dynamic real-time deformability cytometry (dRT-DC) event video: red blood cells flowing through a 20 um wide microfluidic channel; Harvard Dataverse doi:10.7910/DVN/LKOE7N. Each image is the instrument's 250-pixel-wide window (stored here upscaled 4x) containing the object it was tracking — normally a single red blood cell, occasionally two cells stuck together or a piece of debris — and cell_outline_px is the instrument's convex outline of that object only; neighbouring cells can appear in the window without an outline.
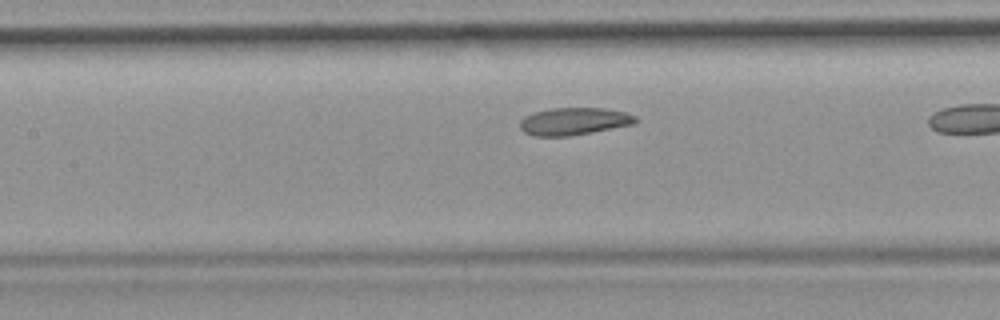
{"species": "common noctule bat (a hibernating species)", "species_latin": "Nyctalus noctula", "temperature_condition": "room temperature", "stored_images_in_passage": 14, "camera_frame_rate_fps": 3000, "um_per_image_px": 0.085, "animal": {"sex": "female", "body_mass_g": 19.9}, "frame": {"image": 1, "passage_image": 12, "time_ms": 3.667, "image_size_px": [1000, 320], "cell_outline_px": [[640, 120], [632, 124], [592, 132], [568, 136], [532, 136], [524, 132], [520, 128], [520, 120], [524, 116], [532, 112], [548, 108], [604, 108], [624, 112], [636, 116]], "centroid_in_image_um": [48.74, 10.3], "position_along_channel_um": 158.7, "area_um2": 18.55}}